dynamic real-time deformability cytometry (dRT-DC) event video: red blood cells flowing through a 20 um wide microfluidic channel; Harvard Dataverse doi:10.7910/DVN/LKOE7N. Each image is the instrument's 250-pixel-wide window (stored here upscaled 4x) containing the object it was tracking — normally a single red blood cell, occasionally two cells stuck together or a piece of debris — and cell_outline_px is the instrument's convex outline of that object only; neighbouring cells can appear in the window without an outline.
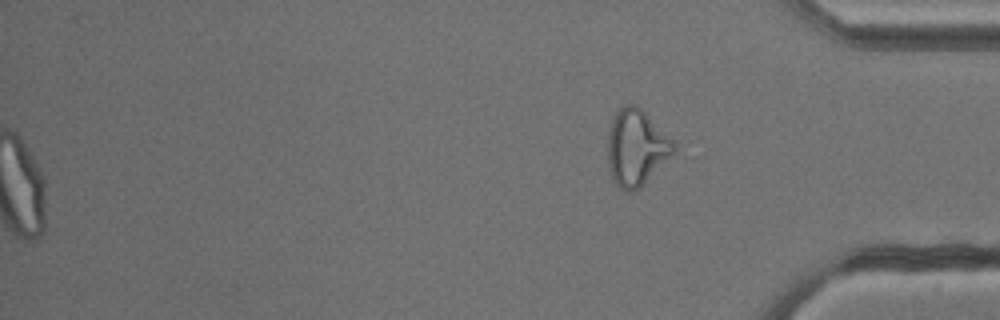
{"species": "common noctule bat (a hibernating species)", "species_latin": "Nyctalus noctula", "temperature_condition": "cold", "stored_images_in_passage": 55, "segment_of_instrument_passage": [2, 2], "camera_frame_rate_fps": 3000, "um_per_image_px": 0.085, "animal": {"sex": "male", "body_mass_g": 13.3}, "frame": {"image": 1, "passage_image": 55, "time_ms": 18.0, "image_size_px": [1000, 320], "cell_outline_px": [[676, 148], [672, 156], [640, 188], [632, 192], [624, 192], [612, 180], [608, 168], [608, 132], [612, 120], [616, 112], [624, 104], [636, 104], [676, 144]], "centroid_in_image_um": [54.06, 12.59], "position_along_channel_um": 381.1, "area_um2": 29.3}}